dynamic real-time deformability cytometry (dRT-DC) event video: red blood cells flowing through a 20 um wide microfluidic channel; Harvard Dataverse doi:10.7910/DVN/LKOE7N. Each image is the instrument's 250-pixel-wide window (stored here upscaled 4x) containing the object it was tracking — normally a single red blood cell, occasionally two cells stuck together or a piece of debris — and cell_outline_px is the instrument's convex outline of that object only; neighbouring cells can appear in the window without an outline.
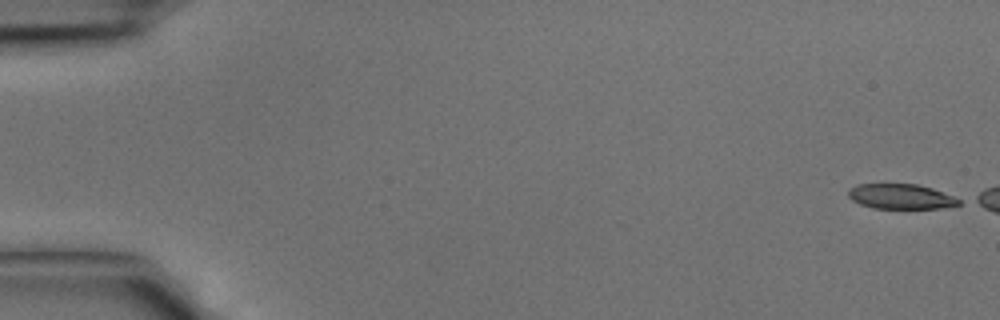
{"species": "common noctule bat (a hibernating species)", "species_latin": "Nyctalus noctula", "temperature_condition": "cold", "stored_images_in_passage": 5, "camera_frame_rate_fps": 3000, "um_per_image_px": 0.085, "animal": {"sex": "male", "body_mass_g": 15.6}, "frame": {"image": 1, "passage_image": 1, "time_ms": 0.0, "image_size_px": [1000, 320], "cell_outline_px": [[960, 204], [940, 208], [872, 208], [860, 204], [852, 200], [848, 196], [848, 188], [856, 184], [916, 184], [932, 188], [952, 196], [960, 200]], "centroid_in_image_um": [76.51, 16.69], "position_along_channel_um": 8.5, "area_um2": 16.01}}